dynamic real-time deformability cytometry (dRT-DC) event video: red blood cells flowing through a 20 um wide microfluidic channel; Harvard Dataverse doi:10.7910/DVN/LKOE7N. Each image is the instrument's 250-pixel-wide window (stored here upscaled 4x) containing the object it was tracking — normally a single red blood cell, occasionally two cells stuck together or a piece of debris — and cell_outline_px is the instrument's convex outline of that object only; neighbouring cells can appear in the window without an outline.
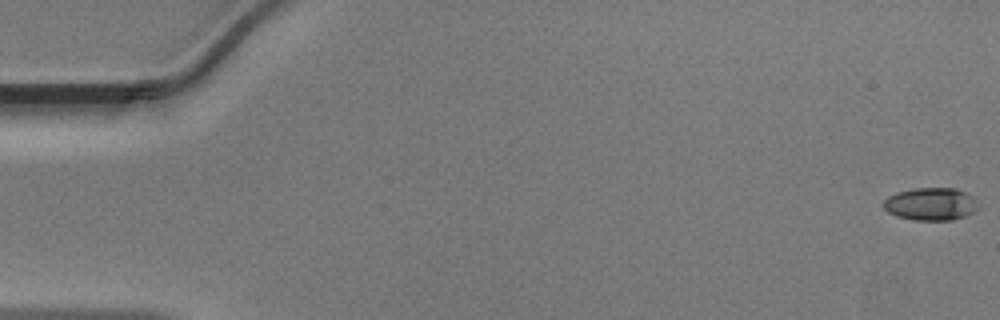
{"species": "Egyptian fruit bat (a non-hibernating species)", "species_latin": "Rousettus aegyptiacus", "temperature_condition": "warm", "stored_images_in_passage": 49, "camera_frame_rate_fps": 3000, "um_per_image_px": 0.085, "animal": {"sex": "male"}, "frame": {"image": 1, "passage_image": 1, "time_ms": 0.0, "image_size_px": [1000, 320], "cell_outline_px": [[976, 208], [972, 212], [964, 216], [952, 220], [912, 220], [896, 216], [888, 212], [884, 208], [884, 200], [888, 196], [896, 192], [912, 188], [956, 188], [972, 196], [976, 200]], "centroid_in_image_um": [79.07, 17.34], "position_along_channel_um": 5.9, "area_um2": 17.98}}
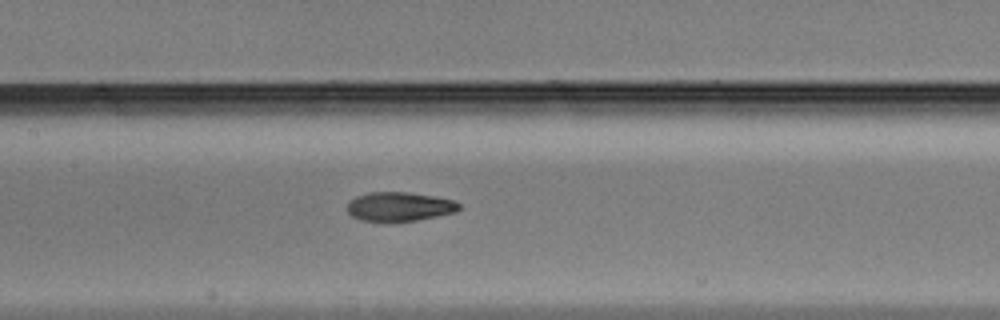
{"frame": {"image": 2, "passage_image": 24, "time_ms": 7.667, "image_size_px": [1000, 320], "cell_outline_px": [[460, 208], [456, 212], [416, 220], [392, 224], [384, 224], [360, 220], [352, 216], [344, 208], [348, 200], [356, 196], [368, 192], [408, 192], [436, 196], [452, 200], [460, 204]], "centroid_in_image_um": [33.86, 17.59], "position_along_channel_um": 173.5, "area_um2": 19.83}}
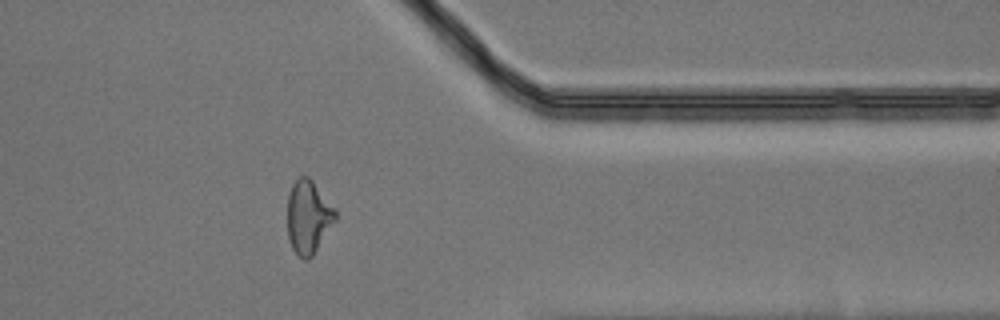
{"frame": {"image": 3, "passage_image": 40, "time_ms": 13.0, "image_size_px": [1000, 320], "cell_outline_px": [[336, 220], [312, 256], [308, 260], [304, 260], [292, 248], [288, 236], [288, 192], [292, 184], [300, 176], [308, 176], [312, 180], [336, 212]], "centroid_in_image_um": [26.19, 18.44], "position_along_channel_um": 385.2, "area_um2": 20.11}}